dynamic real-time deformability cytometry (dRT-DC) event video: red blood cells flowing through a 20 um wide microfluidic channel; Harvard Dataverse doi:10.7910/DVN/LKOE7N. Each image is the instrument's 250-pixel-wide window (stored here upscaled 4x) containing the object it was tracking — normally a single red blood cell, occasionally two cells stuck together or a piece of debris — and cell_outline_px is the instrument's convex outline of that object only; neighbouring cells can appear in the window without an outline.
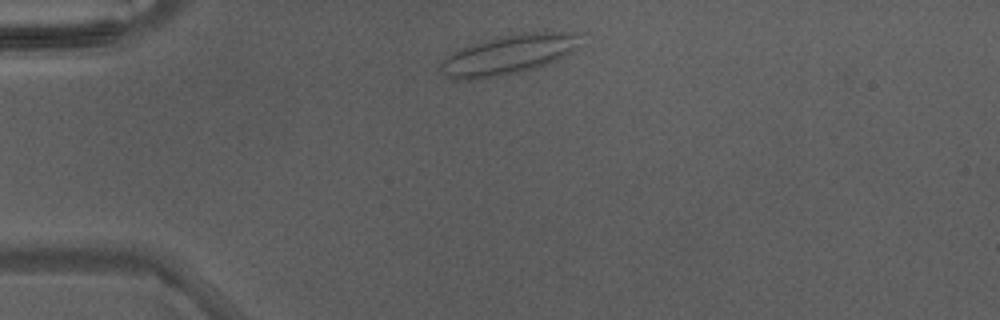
{"species": "Egyptian fruit bat (a non-hibernating species)", "species_latin": "Rousettus aegyptiacus", "temperature_condition": "warm", "stored_images_in_passage": 3, "camera_frame_rate_fps": 3000, "um_per_image_px": 0.085, "animal": {"sex": "male"}, "frame": {"image": 1, "passage_image": 1, "time_ms": 0.0, "image_size_px": [1000, 320], "cell_outline_px": [[580, 44], [564, 56], [548, 64], [536, 68], [504, 76], [476, 80], [464, 80], [448, 76], [440, 72], [440, 64], [448, 56], [460, 48], [504, 36], [524, 32], [580, 32]], "centroid_in_image_um": [43.25, 4.66], "position_along_channel_um": 41.7, "area_um2": 31.91}}